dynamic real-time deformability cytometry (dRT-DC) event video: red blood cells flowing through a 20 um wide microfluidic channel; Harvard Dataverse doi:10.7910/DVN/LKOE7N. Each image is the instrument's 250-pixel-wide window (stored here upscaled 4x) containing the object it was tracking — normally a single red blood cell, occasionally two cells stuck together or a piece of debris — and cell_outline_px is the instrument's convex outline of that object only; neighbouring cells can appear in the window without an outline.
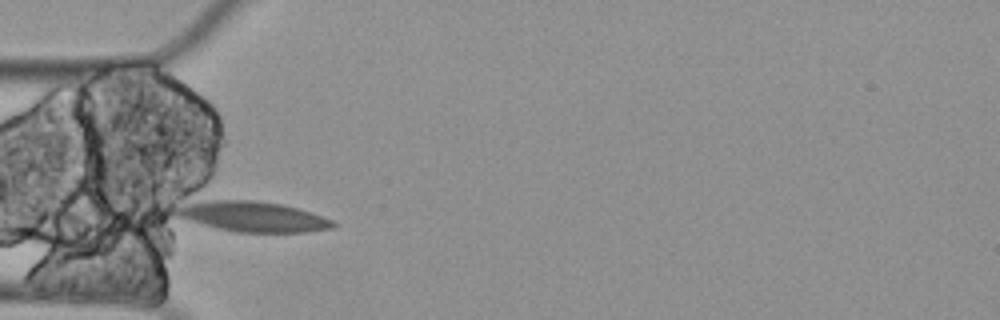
{"species": "Egyptian fruit bat (a non-hibernating species)", "species_latin": "Rousettus aegyptiacus", "temperature_condition": "cold", "stored_images_in_passage": 8, "camera_frame_rate_fps": 3000, "um_per_image_px": 0.085, "animal": {"sex": "female"}, "frame": {"image": 1, "passage_image": 4, "time_ms": 1.0, "image_size_px": [1000, 320], "cell_outline_px": [[340, 224], [332, 228], [308, 232], [236, 232], [216, 228], [188, 220], [176, 216], [176, 212], [188, 204], [208, 200], [256, 200], [280, 204], [300, 208], [332, 220]], "centroid_in_image_um": [21.59, 18.42], "position_along_channel_um": 63.4, "area_um2": 27.4}}
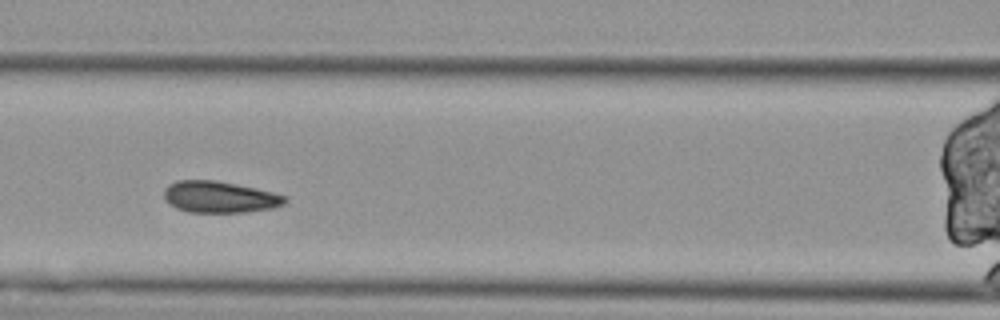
{"frame": {"image": 2, "passage_image": 6, "time_ms": 1.667, "image_size_px": [1000, 320], "cell_outline_px": [[288, 200], [284, 204], [272, 208], [244, 212], [188, 212], [176, 208], [164, 196], [164, 188], [168, 184], [176, 180], [216, 180], [256, 188], [288, 196]], "centroid_in_image_um": [18.69, 16.73], "position_along_channel_um": 147.9, "area_um2": 22.2}}
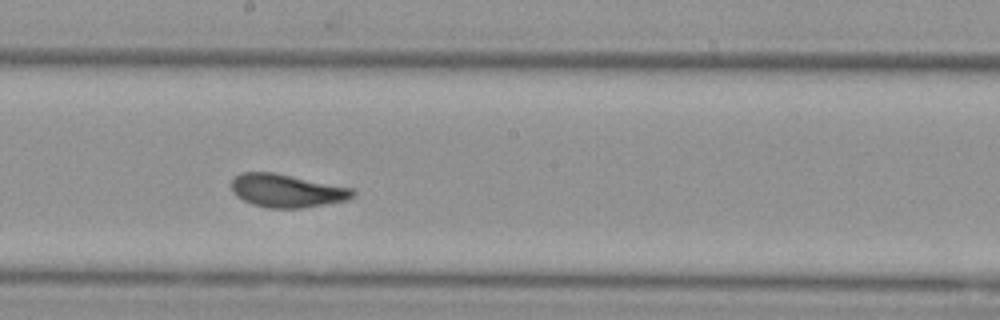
{"frame": {"image": 3, "passage_image": 8, "time_ms": 2.333, "image_size_px": [1000, 320], "cell_outline_px": [[356, 196], [348, 200], [304, 208], [268, 208], [252, 204], [236, 196], [232, 192], [232, 180], [240, 172], [272, 172], [352, 188], [356, 192]], "centroid_in_image_um": [24.39, 16.22], "position_along_channel_um": 223.8, "area_um2": 23.47}}